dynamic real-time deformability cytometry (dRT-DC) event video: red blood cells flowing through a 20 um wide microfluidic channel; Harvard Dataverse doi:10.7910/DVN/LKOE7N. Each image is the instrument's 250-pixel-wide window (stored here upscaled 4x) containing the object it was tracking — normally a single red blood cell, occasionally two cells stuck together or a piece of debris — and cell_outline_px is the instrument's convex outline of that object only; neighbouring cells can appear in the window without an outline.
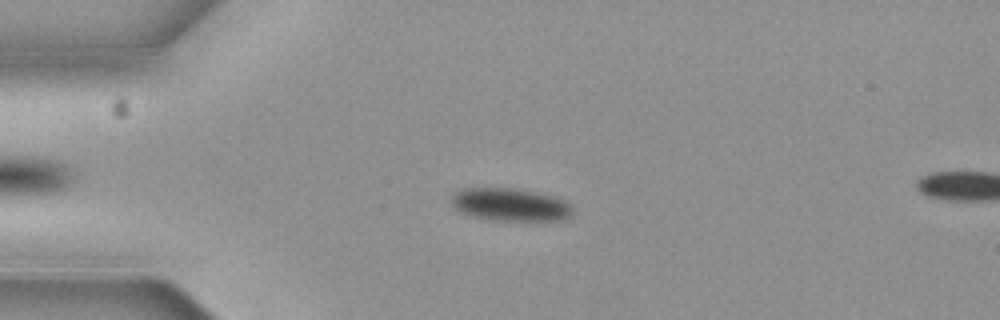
{"species": "common noctule bat (a hibernating species)", "species_latin": "Nyctalus noctula", "temperature_condition": "cold", "stored_images_in_passage": 6, "camera_frame_rate_fps": 3000, "um_per_image_px": 0.085, "animal": {"sex": "female", "body_mass_g": 19.3, "forearm_length_mm": 54.1}, "frame": {"image": 1, "passage_image": 5, "time_ms": 1.333, "image_size_px": [1000, 320], "cell_outline_px": [[572, 212], [568, 216], [560, 220], [492, 220], [472, 216], [460, 212], [452, 204], [452, 196], [460, 188], [512, 188], [552, 196], [564, 200], [572, 208]], "centroid_in_image_um": [43.32, 17.39], "position_along_channel_um": 41.7, "area_um2": 22.77}}